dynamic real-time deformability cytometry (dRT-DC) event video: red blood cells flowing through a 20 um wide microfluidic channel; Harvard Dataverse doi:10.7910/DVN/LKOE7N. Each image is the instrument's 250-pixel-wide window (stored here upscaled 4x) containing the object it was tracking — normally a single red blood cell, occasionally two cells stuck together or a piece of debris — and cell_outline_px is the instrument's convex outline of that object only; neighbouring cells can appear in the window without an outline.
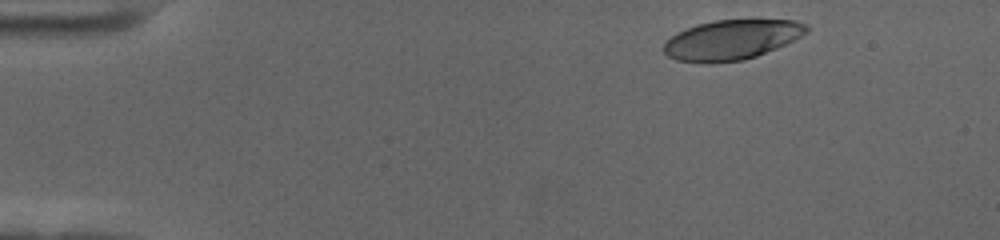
{"species": "human", "species_latin": "Homo sapiens", "temperature_condition": "cold", "stored_images_in_passage": 53, "camera_frame_rate_fps": 3000, "um_per_image_px": 0.085, "donor": {"sex": "female"}, "frame": {"image": 1, "passage_image": 3, "time_ms": 0.667, "image_size_px": [1000, 240], "cell_outline_px": [[808, 32], [776, 48], [756, 56], [744, 60], [712, 64], [704, 64], [676, 60], [668, 56], [664, 52], [664, 44], [676, 32], [696, 24], [716, 20], [796, 20], [808, 24]], "centroid_in_image_um": [62.16, 3.39], "position_along_channel_um": 22.8, "area_um2": 33.29}}
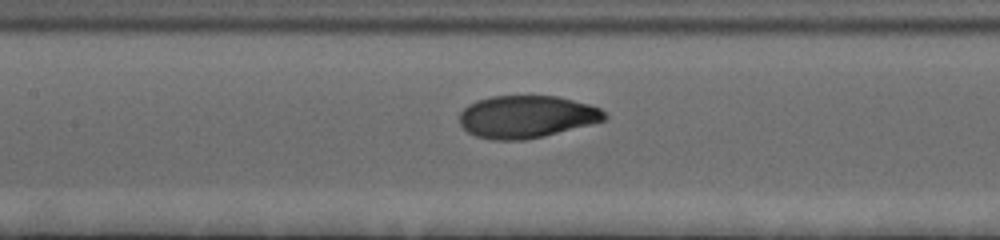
{"frame": {"image": 2, "passage_image": 23, "time_ms": 7.333, "image_size_px": [1000, 240], "cell_outline_px": [[608, 116], [604, 120], [592, 124], [544, 136], [524, 140], [492, 140], [476, 136], [468, 132], [460, 124], [460, 112], [468, 104], [476, 100], [492, 96], [556, 96], [588, 104], [600, 108]], "centroid_in_image_um": [44.74, 9.92], "position_along_channel_um": 162.7, "area_um2": 35.84}}
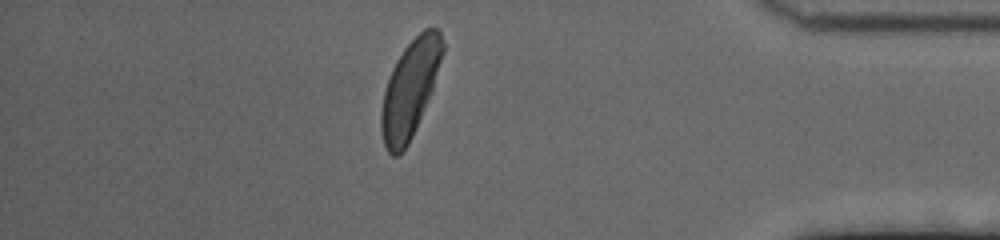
{"frame": {"image": 3, "passage_image": 46, "time_ms": 15.0, "image_size_px": [1000, 240], "cell_outline_px": [[444, 52], [432, 92], [412, 136], [408, 144], [396, 156], [392, 156], [388, 152], [384, 144], [380, 128], [380, 112], [384, 92], [392, 68], [396, 60], [404, 48], [424, 28], [436, 28], [440, 32], [444, 44]], "centroid_in_image_um": [34.85, 7.55], "position_along_channel_um": 400.3, "area_um2": 34.51}, "authors_computed_cell_mechanics": {"area_um2": 35.0268, "velocity_mm_per_s": 3.519, "shape_relaxation_time_tau1_ms": 2.7148, "shape_relaxation_time_tau2_ms": null, "deformation_change_tau1": 0.1773, "deformation_change_tau2": null}}